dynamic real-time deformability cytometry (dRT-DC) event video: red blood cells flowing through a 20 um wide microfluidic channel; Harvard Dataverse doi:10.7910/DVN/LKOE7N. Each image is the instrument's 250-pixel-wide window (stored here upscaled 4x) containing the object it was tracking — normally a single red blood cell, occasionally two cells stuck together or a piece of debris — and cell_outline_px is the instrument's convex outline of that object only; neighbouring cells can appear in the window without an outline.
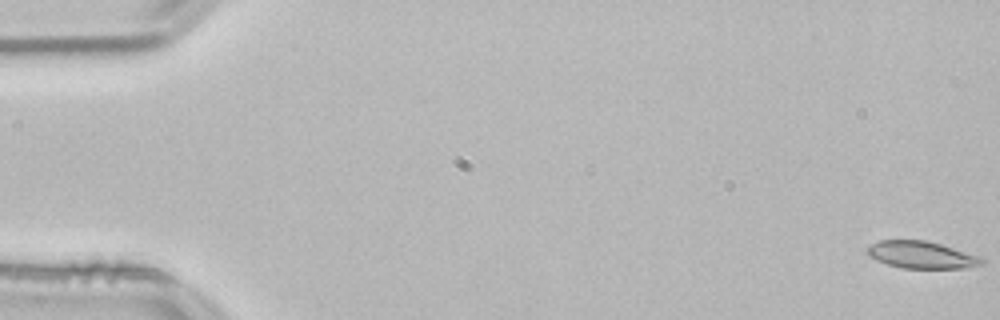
{"species": "common noctule bat (a hibernating species)", "species_latin": "Nyctalus noctula", "temperature_condition": "room temperature", "stored_images_in_passage": 13, "camera_frame_rate_fps": 3000, "um_per_image_px": 0.085, "animal": {"sex": "male", "body_mass_g": 21.5, "forearm_length_mm": 52.0}, "frame": {"image": 1, "passage_image": 1, "time_ms": 0.0, "image_size_px": [1000, 320], "cell_outline_px": [[984, 264], [968, 268], [904, 268], [888, 264], [876, 260], [868, 256], [868, 248], [872, 244], [880, 240], [924, 240], [940, 244], [980, 256], [984, 260]], "centroid_in_image_um": [78.35, 21.67], "position_along_channel_um": 6.6, "area_um2": 17.98}}